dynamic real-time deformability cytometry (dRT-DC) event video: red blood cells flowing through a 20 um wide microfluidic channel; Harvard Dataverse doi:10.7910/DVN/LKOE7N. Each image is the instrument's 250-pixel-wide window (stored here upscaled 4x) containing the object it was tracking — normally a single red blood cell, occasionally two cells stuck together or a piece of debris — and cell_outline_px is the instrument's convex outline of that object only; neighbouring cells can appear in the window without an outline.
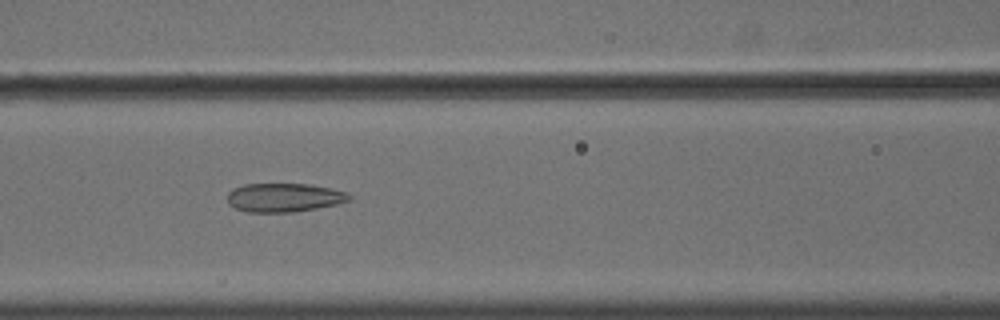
{"species": "common noctule bat (a hibernating species)", "species_latin": "Nyctalus noctula", "temperature_condition": "cold", "stored_images_in_passage": 52, "camera_frame_rate_fps": 3000, "um_per_image_px": 0.085, "animal": {"sex": "male", "body_mass_g": 18.8}, "frame": {"image": 1, "passage_image": 21, "time_ms": 6.667, "image_size_px": [1000, 320], "cell_outline_px": [[352, 200], [340, 204], [292, 212], [248, 212], [236, 208], [228, 204], [228, 192], [232, 188], [244, 184], [308, 184], [332, 188], [348, 192], [352, 196]], "centroid_in_image_um": [24.19, 16.79], "position_along_channel_um": 142.4, "area_um2": 20.63}}
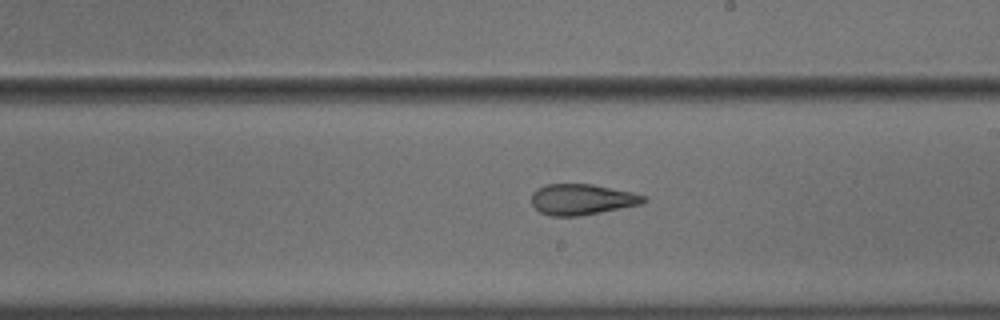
{"frame": {"image": 2, "passage_image": 29, "time_ms": 9.333, "image_size_px": [1000, 320], "cell_outline_px": [[648, 200], [640, 204], [580, 216], [548, 216], [540, 212], [532, 204], [532, 192], [536, 188], [544, 184], [592, 184], [632, 192], [644, 196]], "centroid_in_image_um": [49.42, 16.94], "position_along_channel_um": 239.6, "area_um2": 20.11}}
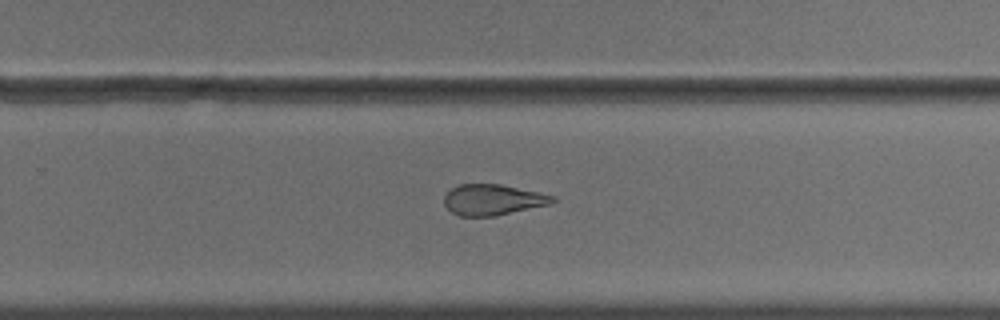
{"frame": {"image": 3, "passage_image": 33, "time_ms": 10.667, "image_size_px": [1000, 320], "cell_outline_px": [[556, 200], [552, 204], [492, 216], [460, 216], [452, 212], [444, 204], [444, 196], [452, 188], [460, 184], [500, 184], [540, 192], [556, 196]], "centroid_in_image_um": [41.92, 16.97], "position_along_channel_um": 287.9, "area_um2": 19.42}, "authors_computed_cell_mechanics": {"area_um2": 23.698, "velocity_mm_per_s": 3.6427, "shape_relaxation_time_tau1_ms": null, "shape_relaxation_time_tau2_ms": 3.161, "deformation_change_tau1": null, "deformation_change_tau2": 0.1211}}